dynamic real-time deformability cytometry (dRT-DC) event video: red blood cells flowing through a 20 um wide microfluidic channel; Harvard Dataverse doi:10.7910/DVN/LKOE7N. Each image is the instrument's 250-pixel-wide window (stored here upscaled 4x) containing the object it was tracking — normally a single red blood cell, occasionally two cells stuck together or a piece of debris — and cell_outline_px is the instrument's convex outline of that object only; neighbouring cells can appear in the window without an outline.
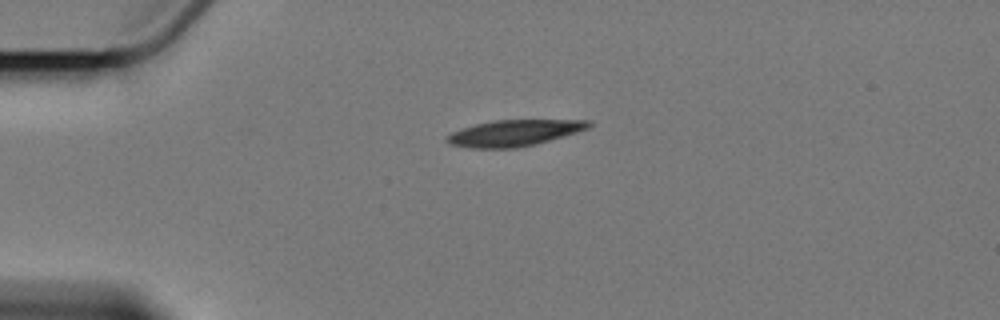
{"species": "Egyptian fruit bat (a non-hibernating species)", "species_latin": "Rousettus aegyptiacus", "temperature_condition": "cold", "stored_images_in_passage": 2, "camera_frame_rate_fps": 3000, "um_per_image_px": 0.085, "animal": {"sex": "female"}, "frame": {"image": 1, "passage_image": 1, "time_ms": 0.0, "image_size_px": [1000, 320], "cell_outline_px": [[592, 124], [588, 128], [576, 132], [536, 144], [516, 148], [472, 148], [452, 144], [448, 140], [448, 136], [452, 132], [460, 128], [492, 120], [592, 120]], "centroid_in_image_um": [43.73, 11.29], "position_along_channel_um": 41.3, "area_um2": 21.39}}